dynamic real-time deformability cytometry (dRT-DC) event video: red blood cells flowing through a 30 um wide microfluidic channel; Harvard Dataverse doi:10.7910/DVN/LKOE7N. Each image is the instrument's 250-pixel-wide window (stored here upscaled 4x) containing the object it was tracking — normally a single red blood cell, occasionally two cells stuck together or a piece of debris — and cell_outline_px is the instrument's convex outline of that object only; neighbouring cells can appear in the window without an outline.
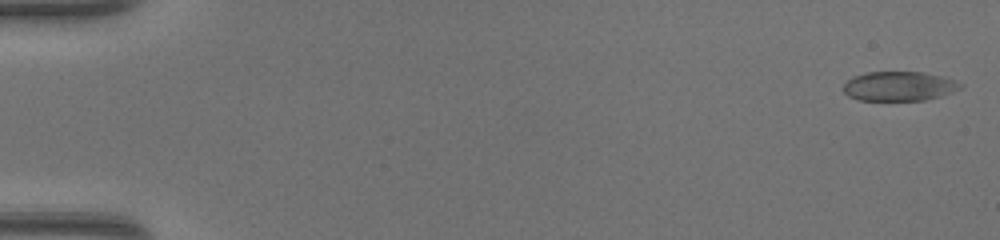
{"species": "common noctule bat (a hibernating species)", "species_latin": "Nyctalus noctula", "temperature_condition": "warm", "stored_images_in_passage": 48, "camera_frame_rate_fps": 3000, "um_per_image_px": 0.085, "animal": {"sex": "female", "body_mass_g": 17.0, "forearm_length_mm": 48.0}, "frame": {"image": 1, "passage_image": 1, "time_ms": 0.0, "image_size_px": [1000, 240], "cell_outline_px": [[964, 84], [960, 88], [952, 92], [940, 96], [924, 100], [860, 100], [848, 96], [844, 92], [844, 84], [852, 76], [868, 72], [924, 72], [944, 76]], "centroid_in_image_um": [76.43, 7.32], "position_along_channel_um": 8.6, "area_um2": 20.06}}
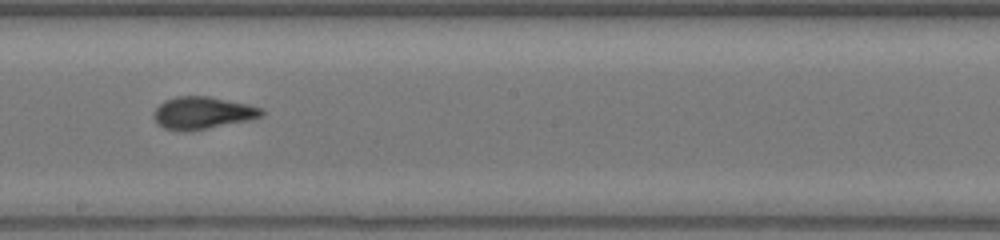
{"frame": {"image": 2, "passage_image": 28, "time_ms": 9.0, "image_size_px": [1000, 240], "cell_outline_px": [[264, 116], [252, 120], [208, 128], [164, 128], [156, 124], [152, 116], [156, 108], [164, 100], [176, 96], [208, 96], [248, 104], [264, 108]], "centroid_in_image_um": [17.28, 9.56], "position_along_channel_um": 230.9, "area_um2": 20.0}}
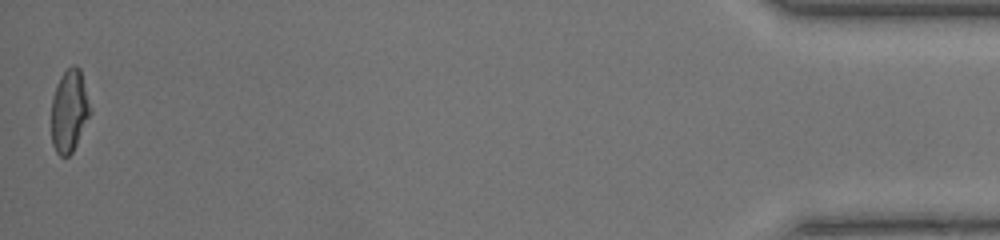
{"frame": {"image": 3, "passage_image": 48, "time_ms": 15.667, "image_size_px": [1000, 240], "cell_outline_px": [[92, 112], [72, 152], [68, 156], [60, 156], [56, 152], [52, 144], [52, 96], [56, 84], [60, 76], [72, 64], [76, 64], [80, 68], [92, 108]], "centroid_in_image_um": [5.91, 9.39], "position_along_channel_um": 429.3, "area_um2": 18.9}, "authors_computed_cell_mechanics": {"area_um2": 20.1144, "velocity_mm_per_s": 4.3548, "shape_relaxation_time_tau1_ms": 5.9606, "shape_relaxation_time_tau2_ms": 1.0758, "deformation_change_tau1": 0.2159, "deformation_change_tau2": 0.0661}}